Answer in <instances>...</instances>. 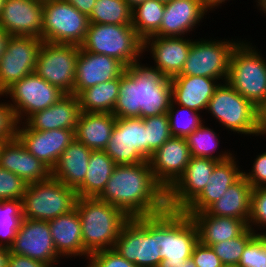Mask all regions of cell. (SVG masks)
I'll return each instance as SVG.
<instances>
[{
    "mask_svg": "<svg viewBox=\"0 0 266 267\" xmlns=\"http://www.w3.org/2000/svg\"><path fill=\"white\" fill-rule=\"evenodd\" d=\"M97 198L112 204L129 218L153 216L167 210L166 190L154 178L149 160L116 165Z\"/></svg>",
    "mask_w": 266,
    "mask_h": 267,
    "instance_id": "1",
    "label": "cell"
},
{
    "mask_svg": "<svg viewBox=\"0 0 266 267\" xmlns=\"http://www.w3.org/2000/svg\"><path fill=\"white\" fill-rule=\"evenodd\" d=\"M138 61L120 76L119 96L112 112L116 118H146L167 113L170 107L171 78L159 68Z\"/></svg>",
    "mask_w": 266,
    "mask_h": 267,
    "instance_id": "2",
    "label": "cell"
},
{
    "mask_svg": "<svg viewBox=\"0 0 266 267\" xmlns=\"http://www.w3.org/2000/svg\"><path fill=\"white\" fill-rule=\"evenodd\" d=\"M81 223L84 248L93 252L112 249L130 219L123 211L99 198L78 197L75 204Z\"/></svg>",
    "mask_w": 266,
    "mask_h": 267,
    "instance_id": "3",
    "label": "cell"
},
{
    "mask_svg": "<svg viewBox=\"0 0 266 267\" xmlns=\"http://www.w3.org/2000/svg\"><path fill=\"white\" fill-rule=\"evenodd\" d=\"M114 249L137 267H158L162 260L159 214L130 218L121 229Z\"/></svg>",
    "mask_w": 266,
    "mask_h": 267,
    "instance_id": "4",
    "label": "cell"
},
{
    "mask_svg": "<svg viewBox=\"0 0 266 267\" xmlns=\"http://www.w3.org/2000/svg\"><path fill=\"white\" fill-rule=\"evenodd\" d=\"M255 49L248 42L236 44L227 83L259 109L266 102V60Z\"/></svg>",
    "mask_w": 266,
    "mask_h": 267,
    "instance_id": "5",
    "label": "cell"
},
{
    "mask_svg": "<svg viewBox=\"0 0 266 267\" xmlns=\"http://www.w3.org/2000/svg\"><path fill=\"white\" fill-rule=\"evenodd\" d=\"M80 48L113 57L126 67L139 60L144 52L143 40L132 25L89 23Z\"/></svg>",
    "mask_w": 266,
    "mask_h": 267,
    "instance_id": "6",
    "label": "cell"
},
{
    "mask_svg": "<svg viewBox=\"0 0 266 267\" xmlns=\"http://www.w3.org/2000/svg\"><path fill=\"white\" fill-rule=\"evenodd\" d=\"M76 191L50 176L28 184L23 196L24 219L50 221L75 208Z\"/></svg>",
    "mask_w": 266,
    "mask_h": 267,
    "instance_id": "7",
    "label": "cell"
},
{
    "mask_svg": "<svg viewBox=\"0 0 266 267\" xmlns=\"http://www.w3.org/2000/svg\"><path fill=\"white\" fill-rule=\"evenodd\" d=\"M89 27V18L64 0L43 1L42 40L80 46Z\"/></svg>",
    "mask_w": 266,
    "mask_h": 267,
    "instance_id": "8",
    "label": "cell"
},
{
    "mask_svg": "<svg viewBox=\"0 0 266 267\" xmlns=\"http://www.w3.org/2000/svg\"><path fill=\"white\" fill-rule=\"evenodd\" d=\"M206 110L227 129L239 134L257 136L258 108L227 82H220Z\"/></svg>",
    "mask_w": 266,
    "mask_h": 267,
    "instance_id": "9",
    "label": "cell"
},
{
    "mask_svg": "<svg viewBox=\"0 0 266 267\" xmlns=\"http://www.w3.org/2000/svg\"><path fill=\"white\" fill-rule=\"evenodd\" d=\"M3 95L10 96L12 107L17 123L22 124L26 119L58 102L66 94L56 86L48 83L35 72L13 83L6 89Z\"/></svg>",
    "mask_w": 266,
    "mask_h": 267,
    "instance_id": "10",
    "label": "cell"
},
{
    "mask_svg": "<svg viewBox=\"0 0 266 267\" xmlns=\"http://www.w3.org/2000/svg\"><path fill=\"white\" fill-rule=\"evenodd\" d=\"M78 54V45L43 41L34 72L65 94H73Z\"/></svg>",
    "mask_w": 266,
    "mask_h": 267,
    "instance_id": "11",
    "label": "cell"
},
{
    "mask_svg": "<svg viewBox=\"0 0 266 267\" xmlns=\"http://www.w3.org/2000/svg\"><path fill=\"white\" fill-rule=\"evenodd\" d=\"M238 42L224 39L192 40L190 52L178 75L209 77L227 82L231 53Z\"/></svg>",
    "mask_w": 266,
    "mask_h": 267,
    "instance_id": "12",
    "label": "cell"
},
{
    "mask_svg": "<svg viewBox=\"0 0 266 267\" xmlns=\"http://www.w3.org/2000/svg\"><path fill=\"white\" fill-rule=\"evenodd\" d=\"M198 241L197 226L189 215L168 209L159 214V254L162 260L191 257Z\"/></svg>",
    "mask_w": 266,
    "mask_h": 267,
    "instance_id": "13",
    "label": "cell"
},
{
    "mask_svg": "<svg viewBox=\"0 0 266 267\" xmlns=\"http://www.w3.org/2000/svg\"><path fill=\"white\" fill-rule=\"evenodd\" d=\"M42 43V39L31 36L10 37L0 59V94L35 71Z\"/></svg>",
    "mask_w": 266,
    "mask_h": 267,
    "instance_id": "14",
    "label": "cell"
},
{
    "mask_svg": "<svg viewBox=\"0 0 266 267\" xmlns=\"http://www.w3.org/2000/svg\"><path fill=\"white\" fill-rule=\"evenodd\" d=\"M219 162L210 158L192 156L183 174L166 191L167 209L183 211L205 188L214 167Z\"/></svg>",
    "mask_w": 266,
    "mask_h": 267,
    "instance_id": "15",
    "label": "cell"
},
{
    "mask_svg": "<svg viewBox=\"0 0 266 267\" xmlns=\"http://www.w3.org/2000/svg\"><path fill=\"white\" fill-rule=\"evenodd\" d=\"M9 251L44 262L50 267L57 264V260L62 257L55 249L49 222L31 219L22 220Z\"/></svg>",
    "mask_w": 266,
    "mask_h": 267,
    "instance_id": "16",
    "label": "cell"
},
{
    "mask_svg": "<svg viewBox=\"0 0 266 267\" xmlns=\"http://www.w3.org/2000/svg\"><path fill=\"white\" fill-rule=\"evenodd\" d=\"M17 125L16 136L26 149L52 170L61 154L75 139L74 130L56 129L49 131L31 130Z\"/></svg>",
    "mask_w": 266,
    "mask_h": 267,
    "instance_id": "17",
    "label": "cell"
},
{
    "mask_svg": "<svg viewBox=\"0 0 266 267\" xmlns=\"http://www.w3.org/2000/svg\"><path fill=\"white\" fill-rule=\"evenodd\" d=\"M42 0H5L0 26L11 36L42 39Z\"/></svg>",
    "mask_w": 266,
    "mask_h": 267,
    "instance_id": "18",
    "label": "cell"
},
{
    "mask_svg": "<svg viewBox=\"0 0 266 267\" xmlns=\"http://www.w3.org/2000/svg\"><path fill=\"white\" fill-rule=\"evenodd\" d=\"M185 138H169L149 159L157 182L167 191L183 174L191 158Z\"/></svg>",
    "mask_w": 266,
    "mask_h": 267,
    "instance_id": "19",
    "label": "cell"
},
{
    "mask_svg": "<svg viewBox=\"0 0 266 267\" xmlns=\"http://www.w3.org/2000/svg\"><path fill=\"white\" fill-rule=\"evenodd\" d=\"M125 70L126 66L121 61L88 52L79 46L73 95L77 96L82 90L118 78Z\"/></svg>",
    "mask_w": 266,
    "mask_h": 267,
    "instance_id": "20",
    "label": "cell"
},
{
    "mask_svg": "<svg viewBox=\"0 0 266 267\" xmlns=\"http://www.w3.org/2000/svg\"><path fill=\"white\" fill-rule=\"evenodd\" d=\"M0 167L18 175L27 184L47 180L51 170L31 154L17 136L0 146Z\"/></svg>",
    "mask_w": 266,
    "mask_h": 267,
    "instance_id": "21",
    "label": "cell"
},
{
    "mask_svg": "<svg viewBox=\"0 0 266 267\" xmlns=\"http://www.w3.org/2000/svg\"><path fill=\"white\" fill-rule=\"evenodd\" d=\"M207 11L202 0H170L165 3L160 29L154 35L183 37L194 30Z\"/></svg>",
    "mask_w": 266,
    "mask_h": 267,
    "instance_id": "22",
    "label": "cell"
},
{
    "mask_svg": "<svg viewBox=\"0 0 266 267\" xmlns=\"http://www.w3.org/2000/svg\"><path fill=\"white\" fill-rule=\"evenodd\" d=\"M192 41L183 37L150 36L143 41V51L152 53L155 67L167 77L178 75L187 59Z\"/></svg>",
    "mask_w": 266,
    "mask_h": 267,
    "instance_id": "23",
    "label": "cell"
},
{
    "mask_svg": "<svg viewBox=\"0 0 266 267\" xmlns=\"http://www.w3.org/2000/svg\"><path fill=\"white\" fill-rule=\"evenodd\" d=\"M80 112L78 97L66 94L52 106L30 115L22 123L31 130L70 129L75 131Z\"/></svg>",
    "mask_w": 266,
    "mask_h": 267,
    "instance_id": "24",
    "label": "cell"
},
{
    "mask_svg": "<svg viewBox=\"0 0 266 267\" xmlns=\"http://www.w3.org/2000/svg\"><path fill=\"white\" fill-rule=\"evenodd\" d=\"M218 79L176 75L171 78L172 101L197 112L206 110L208 102L220 85Z\"/></svg>",
    "mask_w": 266,
    "mask_h": 267,
    "instance_id": "25",
    "label": "cell"
},
{
    "mask_svg": "<svg viewBox=\"0 0 266 267\" xmlns=\"http://www.w3.org/2000/svg\"><path fill=\"white\" fill-rule=\"evenodd\" d=\"M235 157L220 161L213 170L210 179L201 193L183 210L184 213H198L205 211L217 201L226 190L242 175Z\"/></svg>",
    "mask_w": 266,
    "mask_h": 267,
    "instance_id": "26",
    "label": "cell"
},
{
    "mask_svg": "<svg viewBox=\"0 0 266 267\" xmlns=\"http://www.w3.org/2000/svg\"><path fill=\"white\" fill-rule=\"evenodd\" d=\"M49 225L55 249L60 256H85L89 259L90 253L83 246L80 217L75 208L50 220Z\"/></svg>",
    "mask_w": 266,
    "mask_h": 267,
    "instance_id": "27",
    "label": "cell"
},
{
    "mask_svg": "<svg viewBox=\"0 0 266 267\" xmlns=\"http://www.w3.org/2000/svg\"><path fill=\"white\" fill-rule=\"evenodd\" d=\"M91 152V149L74 139L51 170V176L76 190L84 182Z\"/></svg>",
    "mask_w": 266,
    "mask_h": 267,
    "instance_id": "28",
    "label": "cell"
},
{
    "mask_svg": "<svg viewBox=\"0 0 266 267\" xmlns=\"http://www.w3.org/2000/svg\"><path fill=\"white\" fill-rule=\"evenodd\" d=\"M195 222L199 241L207 246L239 236L248 225L241 219L226 216H212L205 211L185 213Z\"/></svg>",
    "mask_w": 266,
    "mask_h": 267,
    "instance_id": "29",
    "label": "cell"
},
{
    "mask_svg": "<svg viewBox=\"0 0 266 267\" xmlns=\"http://www.w3.org/2000/svg\"><path fill=\"white\" fill-rule=\"evenodd\" d=\"M252 190L253 187L242 175L205 212L212 216H226L241 219L248 225Z\"/></svg>",
    "mask_w": 266,
    "mask_h": 267,
    "instance_id": "30",
    "label": "cell"
},
{
    "mask_svg": "<svg viewBox=\"0 0 266 267\" xmlns=\"http://www.w3.org/2000/svg\"><path fill=\"white\" fill-rule=\"evenodd\" d=\"M116 120L112 113L80 112L74 131L75 139L91 150H104Z\"/></svg>",
    "mask_w": 266,
    "mask_h": 267,
    "instance_id": "31",
    "label": "cell"
},
{
    "mask_svg": "<svg viewBox=\"0 0 266 267\" xmlns=\"http://www.w3.org/2000/svg\"><path fill=\"white\" fill-rule=\"evenodd\" d=\"M115 162L104 150H92L84 182L75 190L78 197L96 198L110 179Z\"/></svg>",
    "mask_w": 266,
    "mask_h": 267,
    "instance_id": "32",
    "label": "cell"
},
{
    "mask_svg": "<svg viewBox=\"0 0 266 267\" xmlns=\"http://www.w3.org/2000/svg\"><path fill=\"white\" fill-rule=\"evenodd\" d=\"M120 76L82 90L78 95L81 112L112 113L119 96Z\"/></svg>",
    "mask_w": 266,
    "mask_h": 267,
    "instance_id": "33",
    "label": "cell"
},
{
    "mask_svg": "<svg viewBox=\"0 0 266 267\" xmlns=\"http://www.w3.org/2000/svg\"><path fill=\"white\" fill-rule=\"evenodd\" d=\"M104 151L116 165L137 164L147 161L130 143L129 118H117Z\"/></svg>",
    "mask_w": 266,
    "mask_h": 267,
    "instance_id": "34",
    "label": "cell"
},
{
    "mask_svg": "<svg viewBox=\"0 0 266 267\" xmlns=\"http://www.w3.org/2000/svg\"><path fill=\"white\" fill-rule=\"evenodd\" d=\"M164 10L165 3L159 0H146L132 8L131 25L143 41L160 29Z\"/></svg>",
    "mask_w": 266,
    "mask_h": 267,
    "instance_id": "35",
    "label": "cell"
},
{
    "mask_svg": "<svg viewBox=\"0 0 266 267\" xmlns=\"http://www.w3.org/2000/svg\"><path fill=\"white\" fill-rule=\"evenodd\" d=\"M89 23L131 25L132 8L125 0H96Z\"/></svg>",
    "mask_w": 266,
    "mask_h": 267,
    "instance_id": "36",
    "label": "cell"
},
{
    "mask_svg": "<svg viewBox=\"0 0 266 267\" xmlns=\"http://www.w3.org/2000/svg\"><path fill=\"white\" fill-rule=\"evenodd\" d=\"M216 135L213 129L204 126V124L189 134L185 139L187 140L191 156L210 158L218 161L229 160L233 157V154L227 151H222L217 156L213 154L220 141Z\"/></svg>",
    "mask_w": 266,
    "mask_h": 267,
    "instance_id": "37",
    "label": "cell"
},
{
    "mask_svg": "<svg viewBox=\"0 0 266 267\" xmlns=\"http://www.w3.org/2000/svg\"><path fill=\"white\" fill-rule=\"evenodd\" d=\"M24 219L22 200H0V246L10 248Z\"/></svg>",
    "mask_w": 266,
    "mask_h": 267,
    "instance_id": "38",
    "label": "cell"
},
{
    "mask_svg": "<svg viewBox=\"0 0 266 267\" xmlns=\"http://www.w3.org/2000/svg\"><path fill=\"white\" fill-rule=\"evenodd\" d=\"M259 233L247 227L239 236L211 245L224 266L237 267L246 245Z\"/></svg>",
    "mask_w": 266,
    "mask_h": 267,
    "instance_id": "39",
    "label": "cell"
},
{
    "mask_svg": "<svg viewBox=\"0 0 266 267\" xmlns=\"http://www.w3.org/2000/svg\"><path fill=\"white\" fill-rule=\"evenodd\" d=\"M176 108L175 103L171 101L167 112L170 132L173 137L186 138L203 124V120H201L202 118H200V114L193 109H189L182 105H178V108ZM185 114H189L187 115L188 117L185 116L187 119H184Z\"/></svg>",
    "mask_w": 266,
    "mask_h": 267,
    "instance_id": "40",
    "label": "cell"
},
{
    "mask_svg": "<svg viewBox=\"0 0 266 267\" xmlns=\"http://www.w3.org/2000/svg\"><path fill=\"white\" fill-rule=\"evenodd\" d=\"M147 136V160L172 137L167 113L143 118Z\"/></svg>",
    "mask_w": 266,
    "mask_h": 267,
    "instance_id": "41",
    "label": "cell"
},
{
    "mask_svg": "<svg viewBox=\"0 0 266 267\" xmlns=\"http://www.w3.org/2000/svg\"><path fill=\"white\" fill-rule=\"evenodd\" d=\"M237 267H266V231L246 245Z\"/></svg>",
    "mask_w": 266,
    "mask_h": 267,
    "instance_id": "42",
    "label": "cell"
},
{
    "mask_svg": "<svg viewBox=\"0 0 266 267\" xmlns=\"http://www.w3.org/2000/svg\"><path fill=\"white\" fill-rule=\"evenodd\" d=\"M27 186L18 175L0 167V200H22Z\"/></svg>",
    "mask_w": 266,
    "mask_h": 267,
    "instance_id": "43",
    "label": "cell"
},
{
    "mask_svg": "<svg viewBox=\"0 0 266 267\" xmlns=\"http://www.w3.org/2000/svg\"><path fill=\"white\" fill-rule=\"evenodd\" d=\"M252 225L259 227L262 225L263 228L266 226V187H257L252 190L248 227L254 230Z\"/></svg>",
    "mask_w": 266,
    "mask_h": 267,
    "instance_id": "44",
    "label": "cell"
},
{
    "mask_svg": "<svg viewBox=\"0 0 266 267\" xmlns=\"http://www.w3.org/2000/svg\"><path fill=\"white\" fill-rule=\"evenodd\" d=\"M89 263L93 267H137L123 258L114 248L91 253Z\"/></svg>",
    "mask_w": 266,
    "mask_h": 267,
    "instance_id": "45",
    "label": "cell"
},
{
    "mask_svg": "<svg viewBox=\"0 0 266 267\" xmlns=\"http://www.w3.org/2000/svg\"><path fill=\"white\" fill-rule=\"evenodd\" d=\"M0 96L4 95L0 94ZM17 125L12 107L8 102H0V140L5 141L14 138L17 132Z\"/></svg>",
    "mask_w": 266,
    "mask_h": 267,
    "instance_id": "46",
    "label": "cell"
},
{
    "mask_svg": "<svg viewBox=\"0 0 266 267\" xmlns=\"http://www.w3.org/2000/svg\"><path fill=\"white\" fill-rule=\"evenodd\" d=\"M130 143L147 159V136L143 118H129Z\"/></svg>",
    "mask_w": 266,
    "mask_h": 267,
    "instance_id": "47",
    "label": "cell"
},
{
    "mask_svg": "<svg viewBox=\"0 0 266 267\" xmlns=\"http://www.w3.org/2000/svg\"><path fill=\"white\" fill-rule=\"evenodd\" d=\"M191 257L197 267H224L211 246L204 245L200 241L195 244Z\"/></svg>",
    "mask_w": 266,
    "mask_h": 267,
    "instance_id": "48",
    "label": "cell"
},
{
    "mask_svg": "<svg viewBox=\"0 0 266 267\" xmlns=\"http://www.w3.org/2000/svg\"><path fill=\"white\" fill-rule=\"evenodd\" d=\"M252 171L243 172L245 179L254 188L266 187V152L257 156L254 160Z\"/></svg>",
    "mask_w": 266,
    "mask_h": 267,
    "instance_id": "49",
    "label": "cell"
},
{
    "mask_svg": "<svg viewBox=\"0 0 266 267\" xmlns=\"http://www.w3.org/2000/svg\"><path fill=\"white\" fill-rule=\"evenodd\" d=\"M7 267H50L48 264L9 251Z\"/></svg>",
    "mask_w": 266,
    "mask_h": 267,
    "instance_id": "50",
    "label": "cell"
},
{
    "mask_svg": "<svg viewBox=\"0 0 266 267\" xmlns=\"http://www.w3.org/2000/svg\"><path fill=\"white\" fill-rule=\"evenodd\" d=\"M74 6L80 13L89 16L96 0H64Z\"/></svg>",
    "mask_w": 266,
    "mask_h": 267,
    "instance_id": "51",
    "label": "cell"
},
{
    "mask_svg": "<svg viewBox=\"0 0 266 267\" xmlns=\"http://www.w3.org/2000/svg\"><path fill=\"white\" fill-rule=\"evenodd\" d=\"M158 267H197V266L194 263L192 257H189L187 259H181V260L164 259L161 260Z\"/></svg>",
    "mask_w": 266,
    "mask_h": 267,
    "instance_id": "52",
    "label": "cell"
},
{
    "mask_svg": "<svg viewBox=\"0 0 266 267\" xmlns=\"http://www.w3.org/2000/svg\"><path fill=\"white\" fill-rule=\"evenodd\" d=\"M257 136L266 135V102L258 109Z\"/></svg>",
    "mask_w": 266,
    "mask_h": 267,
    "instance_id": "53",
    "label": "cell"
},
{
    "mask_svg": "<svg viewBox=\"0 0 266 267\" xmlns=\"http://www.w3.org/2000/svg\"><path fill=\"white\" fill-rule=\"evenodd\" d=\"M11 35L8 34L3 27L0 26V59L5 53L7 42Z\"/></svg>",
    "mask_w": 266,
    "mask_h": 267,
    "instance_id": "54",
    "label": "cell"
},
{
    "mask_svg": "<svg viewBox=\"0 0 266 267\" xmlns=\"http://www.w3.org/2000/svg\"><path fill=\"white\" fill-rule=\"evenodd\" d=\"M9 249L0 246V267H7Z\"/></svg>",
    "mask_w": 266,
    "mask_h": 267,
    "instance_id": "55",
    "label": "cell"
},
{
    "mask_svg": "<svg viewBox=\"0 0 266 267\" xmlns=\"http://www.w3.org/2000/svg\"><path fill=\"white\" fill-rule=\"evenodd\" d=\"M225 1H227V0H202L203 6L207 10L218 7V6H220V4L224 3Z\"/></svg>",
    "mask_w": 266,
    "mask_h": 267,
    "instance_id": "56",
    "label": "cell"
},
{
    "mask_svg": "<svg viewBox=\"0 0 266 267\" xmlns=\"http://www.w3.org/2000/svg\"><path fill=\"white\" fill-rule=\"evenodd\" d=\"M131 8H134L136 5L145 2L146 0H125Z\"/></svg>",
    "mask_w": 266,
    "mask_h": 267,
    "instance_id": "57",
    "label": "cell"
},
{
    "mask_svg": "<svg viewBox=\"0 0 266 267\" xmlns=\"http://www.w3.org/2000/svg\"><path fill=\"white\" fill-rule=\"evenodd\" d=\"M257 3H258V5L257 6H259L260 8V10L262 11H264V13H266V0H257L256 1Z\"/></svg>",
    "mask_w": 266,
    "mask_h": 267,
    "instance_id": "58",
    "label": "cell"
},
{
    "mask_svg": "<svg viewBox=\"0 0 266 267\" xmlns=\"http://www.w3.org/2000/svg\"><path fill=\"white\" fill-rule=\"evenodd\" d=\"M5 0H0V15L4 6Z\"/></svg>",
    "mask_w": 266,
    "mask_h": 267,
    "instance_id": "59",
    "label": "cell"
},
{
    "mask_svg": "<svg viewBox=\"0 0 266 267\" xmlns=\"http://www.w3.org/2000/svg\"><path fill=\"white\" fill-rule=\"evenodd\" d=\"M159 1L164 2V3H167L170 0H159Z\"/></svg>",
    "mask_w": 266,
    "mask_h": 267,
    "instance_id": "60",
    "label": "cell"
}]
</instances>
